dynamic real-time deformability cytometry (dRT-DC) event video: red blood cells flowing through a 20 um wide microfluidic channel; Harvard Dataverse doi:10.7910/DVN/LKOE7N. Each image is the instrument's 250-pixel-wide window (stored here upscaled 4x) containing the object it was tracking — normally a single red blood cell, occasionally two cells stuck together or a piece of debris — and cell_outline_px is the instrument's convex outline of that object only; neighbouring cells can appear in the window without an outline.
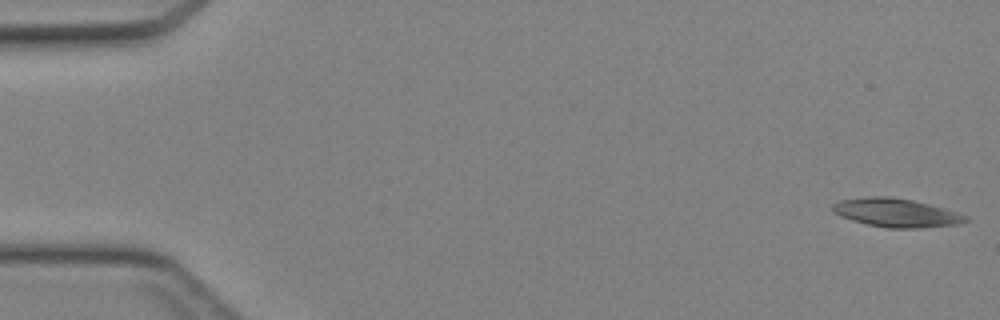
{"species": "Egyptian fruit bat (a non-hibernating species)", "species_latin": "Rousettus aegyptiacus", "temperature_condition": "cold", "stored_images_in_passage": 45, "camera_frame_rate_fps": 3000, "um_per_image_px": 0.085, "animal": {"sex": "female"}, "frame": {"image": 1, "passage_image": 1, "time_ms": 0.0, "image_size_px": [1000, 320], "cell_outline_px": [[968, 220], [960, 224], [916, 228], [888, 228], [868, 224], [852, 220], [840, 216], [832, 208], [832, 204], [840, 200], [868, 196], [888, 196], [912, 200], [928, 204], [968, 216]], "centroid_in_image_um": [76.16, 18.08], "position_along_channel_um": 8.8, "area_um2": 21.85}}
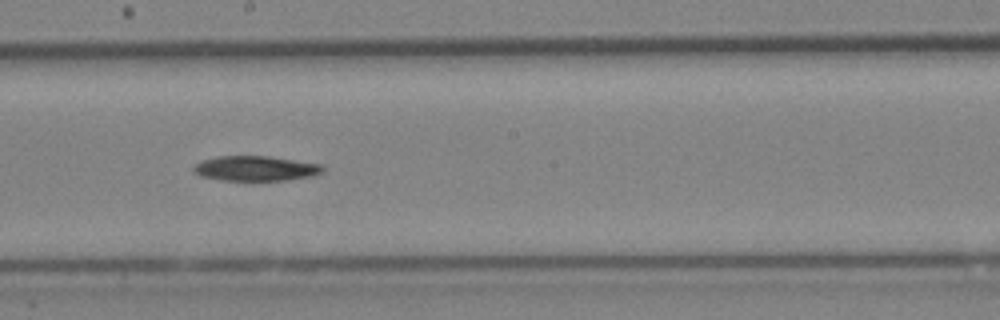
{"frame": {"image": 2, "passage_image": 25, "time_ms": 8.0, "image_size_px": [1000, 320], "cell_outline_px": [[324, 168], [320, 172], [312, 176], [288, 180], [224, 180], [200, 176], [192, 172], [192, 168], [196, 164], [204, 160], [216, 156], [268, 156], [320, 164]], "centroid_in_image_um": [21.68, 14.31], "position_along_channel_um": 226.5, "area_um2": 18.61}}
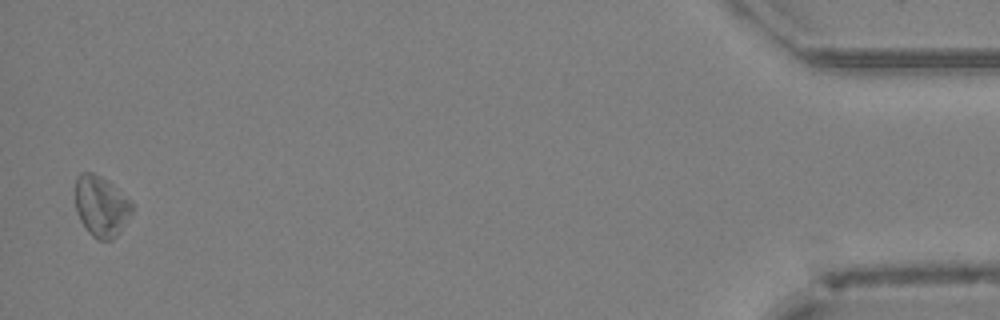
{"frame": {"image": 3, "passage_image": 44, "time_ms": 14.333, "image_size_px": [1000, 320], "cell_outline_px": [[136, 208], [116, 236], [112, 240], [100, 240], [92, 236], [88, 232], [80, 220], [76, 212], [76, 176], [80, 172], [92, 172], [108, 180]], "centroid_in_image_um": [8.59, 17.53], "position_along_channel_um": 426.6, "area_um2": 20.06}}